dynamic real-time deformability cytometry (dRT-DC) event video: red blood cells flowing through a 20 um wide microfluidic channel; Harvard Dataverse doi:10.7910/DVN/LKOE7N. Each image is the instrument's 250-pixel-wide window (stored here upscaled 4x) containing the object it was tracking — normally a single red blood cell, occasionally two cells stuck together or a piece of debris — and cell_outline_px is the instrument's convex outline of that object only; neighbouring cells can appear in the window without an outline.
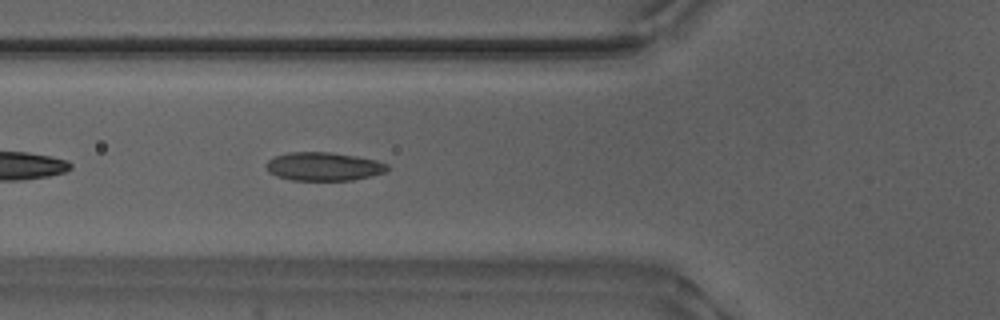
{"species": "Egyptian fruit bat (a non-hibernating species)", "species_latin": "Rousettus aegyptiacus", "temperature_condition": "warm", "stored_images_in_passage": 30, "camera_frame_rate_fps": 3000, "um_per_image_px": 0.085, "animal": {"sex": "male"}, "frame": {"image": 1, "passage_image": 5, "time_ms": 1.333, "image_size_px": [1000, 320], "cell_outline_px": [[388, 168], [384, 172], [372, 176], [352, 180], [292, 180], [276, 176], [268, 172], [264, 164], [272, 156], [288, 152], [332, 152], [356, 156], [376, 160], [388, 164]], "centroid_in_image_um": [27.46, 14.14], "position_along_channel_um": 98.3, "area_um2": 20.29}}
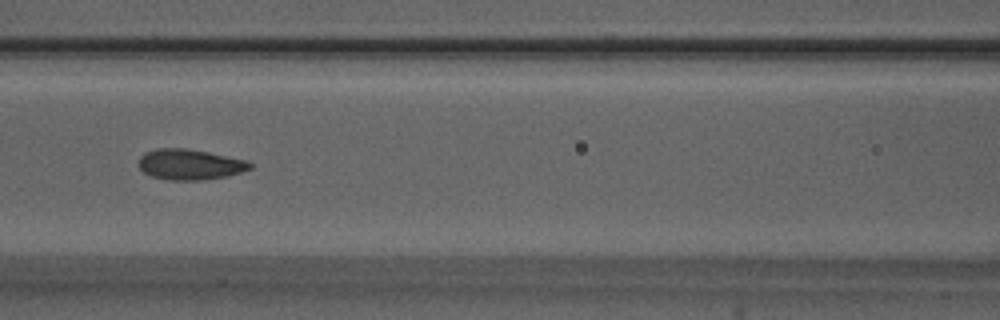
{"frame": {"image": 2, "passage_image": 9, "time_ms": 2.667, "image_size_px": [1000, 320], "cell_outline_px": [[252, 168], [228, 176], [200, 180], [168, 180], [152, 176], [144, 172], [140, 168], [140, 156], [144, 152], [156, 148], [188, 148], [248, 160], [252, 164]], "centroid_in_image_um": [16.15, 13.97], "position_along_channel_um": 150.4, "area_um2": 19.88}, "authors_computed_cell_mechanics": {"area_um2": 19.652, "velocity_mm_per_s": 3.8743, "shape_relaxation_time_tau1_ms": 3.3306, "shape_relaxation_time_tau2_ms": 1.1895, "deformation_change_tau1": 0.1304, "deformation_change_tau2": 0.0633}}